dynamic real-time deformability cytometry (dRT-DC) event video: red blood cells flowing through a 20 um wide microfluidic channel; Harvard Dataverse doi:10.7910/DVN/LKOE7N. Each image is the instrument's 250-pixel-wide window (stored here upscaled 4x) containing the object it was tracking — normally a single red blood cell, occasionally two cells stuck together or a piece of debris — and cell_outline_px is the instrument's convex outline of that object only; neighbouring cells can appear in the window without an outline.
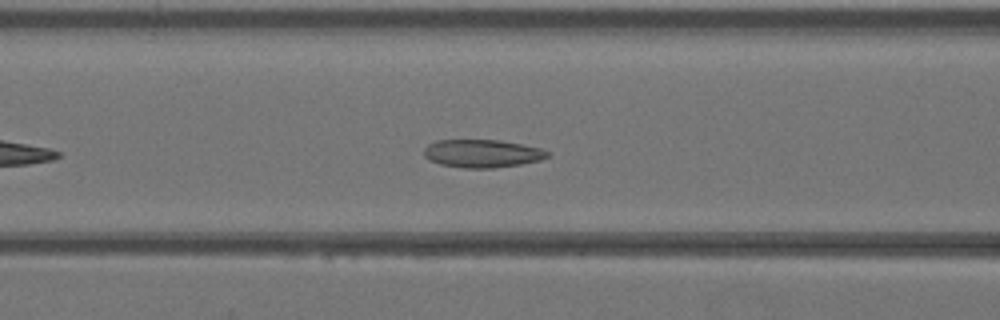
{"species": "Egyptian fruit bat (a non-hibernating species)", "species_latin": "Rousettus aegyptiacus", "temperature_condition": "warm", "stored_images_in_passage": 29, "camera_frame_rate_fps": 3000, "um_per_image_px": 0.085, "animal": {"sex": "female"}, "frame": {"image": 1, "passage_image": 8, "time_ms": 2.333, "image_size_px": [1000, 320], "cell_outline_px": [[552, 156], [540, 160], [520, 164], [492, 168], [464, 168], [440, 164], [428, 160], [424, 156], [424, 148], [428, 144], [436, 140], [500, 140], [540, 148], [552, 152]], "centroid_in_image_um": [41.0, 13.04], "position_along_channel_um": 125.6, "area_um2": 20.29}}
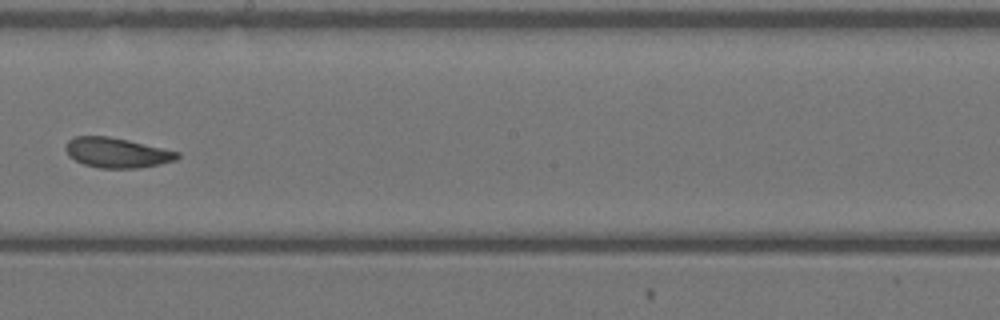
{"frame": {"image": 2, "passage_image": 15, "time_ms": 4.667, "image_size_px": [1000, 320], "cell_outline_px": [[180, 156], [176, 160], [160, 164], [136, 168], [100, 168], [84, 164], [68, 156], [64, 148], [64, 144], [68, 140], [76, 136], [108, 136], [128, 140], [180, 152]], "centroid_in_image_um": [9.91, 12.97], "position_along_channel_um": 238.3, "area_um2": 19.54}}
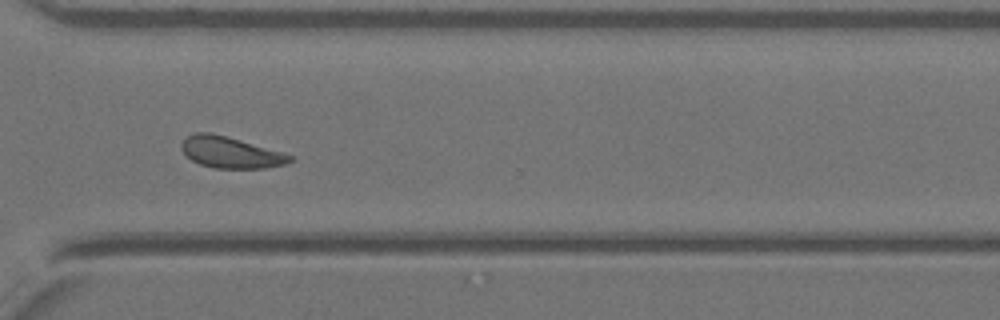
{"frame": {"image": 3, "passage_image": 22, "time_ms": 7.0, "image_size_px": [1000, 320], "cell_outline_px": [[296, 160], [288, 164], [264, 168], [216, 168], [200, 164], [192, 160], [180, 148], [180, 144], [188, 136], [196, 132], [212, 132], [296, 156]], "centroid_in_image_um": [19.65, 12.96], "position_along_channel_um": 350.9, "area_um2": 19.83}}